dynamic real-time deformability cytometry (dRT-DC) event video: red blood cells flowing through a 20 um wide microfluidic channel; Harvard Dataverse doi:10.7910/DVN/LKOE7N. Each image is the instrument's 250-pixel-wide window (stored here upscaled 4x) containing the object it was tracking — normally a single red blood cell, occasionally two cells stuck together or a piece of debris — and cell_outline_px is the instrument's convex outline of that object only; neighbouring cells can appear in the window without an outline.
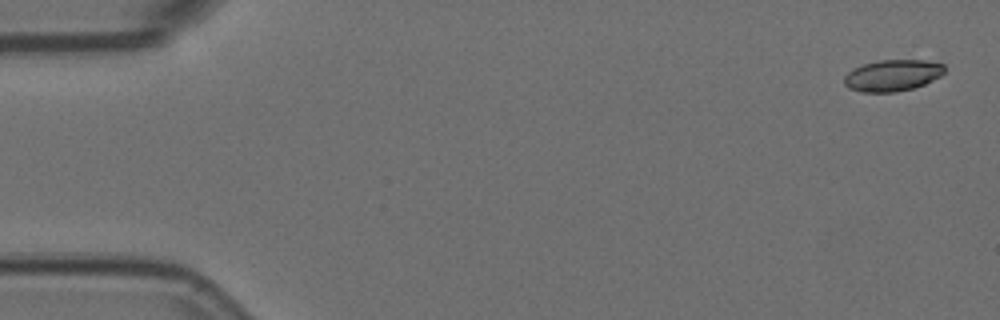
{"species": "Egyptian fruit bat (a non-hibernating species)", "species_latin": "Rousettus aegyptiacus", "temperature_condition": "room temperature", "stored_images_in_passage": 5, "camera_frame_rate_fps": 3000, "um_per_image_px": 0.085, "animal": {"sex": "female"}, "frame": {"image": 1, "passage_image": 1, "time_ms": 0.0, "image_size_px": [1000, 320], "cell_outline_px": [[944, 72], [940, 76], [924, 84], [912, 88], [896, 92], [864, 92], [848, 88], [844, 84], [844, 76], [848, 72], [864, 64], [880, 60], [924, 60], [944, 64]], "centroid_in_image_um": [75.86, 6.41], "position_along_channel_um": 9.1, "area_um2": 18.21}}